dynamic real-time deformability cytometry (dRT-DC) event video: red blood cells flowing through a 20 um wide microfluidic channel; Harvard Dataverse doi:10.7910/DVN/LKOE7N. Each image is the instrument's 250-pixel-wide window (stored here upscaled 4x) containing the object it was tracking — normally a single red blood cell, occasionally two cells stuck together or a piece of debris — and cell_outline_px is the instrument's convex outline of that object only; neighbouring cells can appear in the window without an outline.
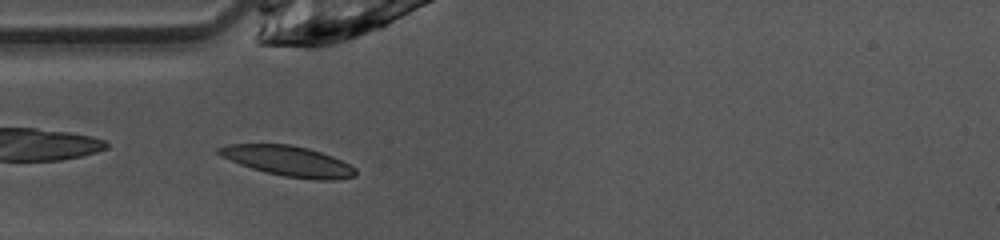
{"species": "common noctule bat (a hibernating species)", "species_latin": "Nyctalus noctula", "temperature_condition": "warm", "stored_images_in_passage": 37, "camera_frame_rate_fps": 3000, "um_per_image_px": 0.085, "animal": {"sex": "female", "body_mass_g": 10.0, "forearm_length_mm": 53.1}, "frame": {"image": 1, "passage_image": 2, "time_ms": 0.333, "image_size_px": [1000, 240], "cell_outline_px": [[356, 176], [332, 180], [316, 180], [284, 176], [264, 172], [240, 164], [220, 156], [216, 152], [216, 148], [228, 144], [288, 144], [308, 148], [332, 156], [356, 168]], "centroid_in_image_um": [24.47, 13.69], "position_along_channel_um": 60.5, "area_um2": 24.04}}
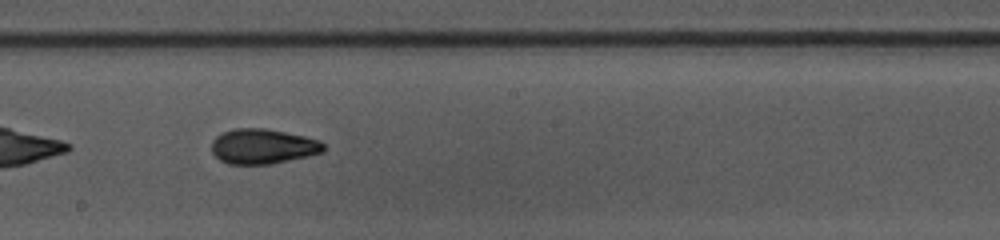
{"frame": {"image": 2, "passage_image": 14, "time_ms": 4.333, "image_size_px": [1000, 240], "cell_outline_px": [[324, 152], [308, 156], [272, 164], [228, 164], [220, 160], [212, 152], [212, 140], [216, 136], [224, 132], [236, 128], [264, 128], [304, 136], [320, 140], [324, 144]], "centroid_in_image_um": [22.35, 12.45], "position_along_channel_um": 225.9, "area_um2": 22.83}}
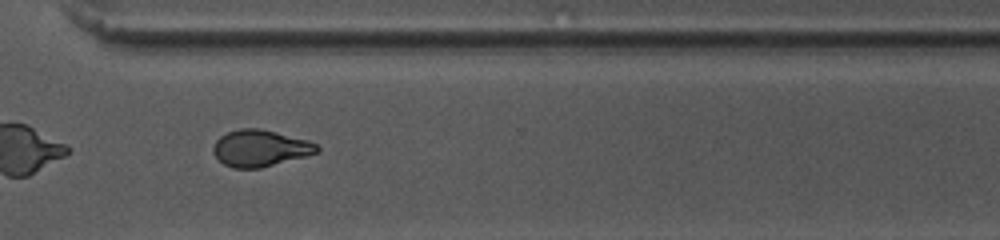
{"frame": {"image": 3, "passage_image": 23, "time_ms": 7.333, "image_size_px": [1000, 240], "cell_outline_px": [[320, 152], [260, 168], [232, 168], [224, 164], [216, 156], [212, 148], [216, 140], [220, 136], [228, 132], [240, 128], [260, 128], [308, 140], [316, 144], [320, 148]], "centroid_in_image_um": [22.12, 12.59], "position_along_channel_um": 348.5, "area_um2": 22.02}, "authors_computed_cell_mechanics": {"area_um2": 22.4264, "velocity_mm_per_s": 4.0996, "shape_relaxation_time_tau1_ms": 5.0861, "shape_relaxation_time_tau2_ms": 2.5904, "deformation_change_tau1": 0.1851, "deformation_change_tau2": 0.0917}}